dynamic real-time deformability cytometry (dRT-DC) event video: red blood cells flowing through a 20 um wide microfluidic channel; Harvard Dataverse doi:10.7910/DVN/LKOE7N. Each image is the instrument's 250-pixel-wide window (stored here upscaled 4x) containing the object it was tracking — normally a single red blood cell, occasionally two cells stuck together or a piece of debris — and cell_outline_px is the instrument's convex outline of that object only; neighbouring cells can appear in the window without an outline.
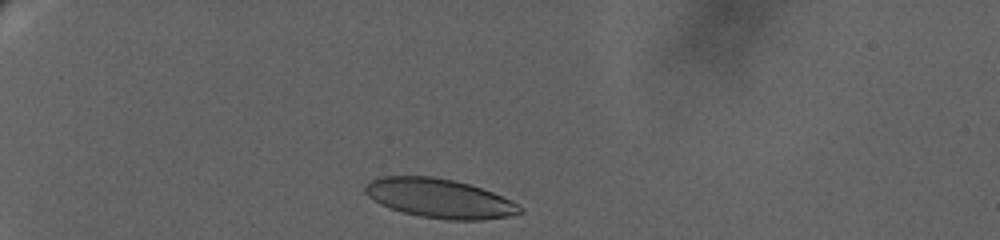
{"species": "human", "species_latin": "Homo sapiens", "temperature_condition": "warm", "stored_images_in_passage": 33, "camera_frame_rate_fps": 3000, "um_per_image_px": 0.085, "donor": {"sex": "female"}, "frame": {"image": 1, "passage_image": 2, "time_ms": 0.667, "image_size_px": [1000, 240], "cell_outline_px": [[524, 212], [508, 216], [480, 220], [448, 220], [420, 216], [404, 212], [380, 204], [368, 196], [364, 192], [364, 184], [368, 180], [380, 176], [432, 176], [452, 180], [468, 184], [492, 192], [512, 200], [524, 208]], "centroid_in_image_um": [37.34, 16.85], "position_along_channel_um": 47.7, "area_um2": 35.37}}
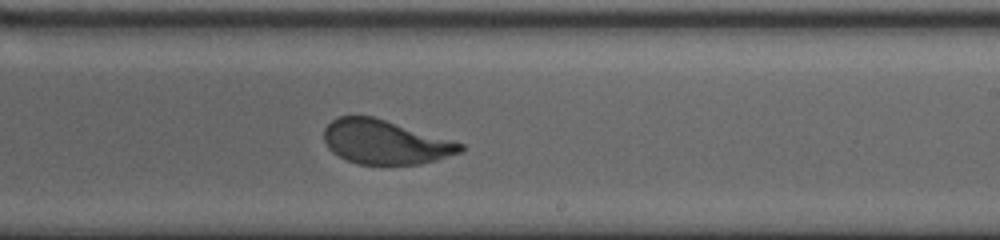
{"frame": {"image": 2, "passage_image": 19, "time_ms": 10.0, "image_size_px": [1000, 240], "cell_outline_px": [[464, 148], [460, 152], [436, 160], [420, 164], [356, 164], [344, 160], [332, 152], [328, 148], [324, 140], [324, 128], [336, 116], [372, 116], [464, 144]], "centroid_in_image_um": [32.68, 12.08], "position_along_channel_um": 256.3, "area_um2": 34.85}}
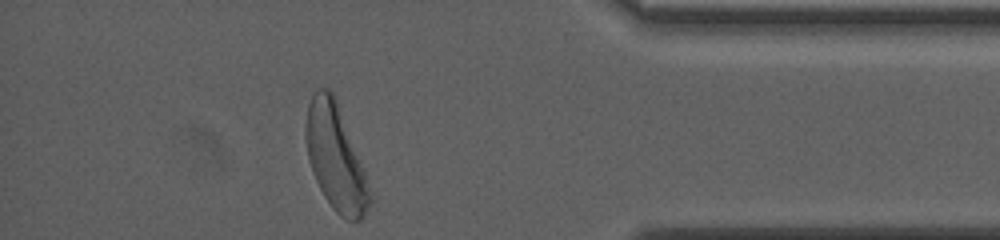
{"frame": {"image": 3, "passage_image": 33, "time_ms": 16.0, "image_size_px": [1000, 240], "cell_outline_px": [[372, 204], [364, 216], [360, 220], [348, 220], [340, 216], [332, 208], [324, 196], [312, 172], [308, 160], [304, 136], [304, 124], [308, 104], [316, 88], [328, 88], [332, 92], [336, 100], [364, 172], [372, 196]], "centroid_in_image_um": [28.49, 13.4], "position_along_channel_um": 406.7, "area_um2": 39.07}, "authors_computed_cell_mechanics": {"area_um2": 36.0672, "velocity_mm_per_s": 2.8552, "shape_relaxation_time_tau1_ms": 4.3644, "shape_relaxation_time_tau2_ms": null, "deformation_change_tau1": 0.1643, "deformation_change_tau2": null}}